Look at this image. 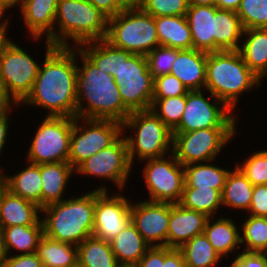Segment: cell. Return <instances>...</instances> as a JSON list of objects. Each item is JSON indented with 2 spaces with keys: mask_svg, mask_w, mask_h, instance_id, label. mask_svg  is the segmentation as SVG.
I'll return each mask as SVG.
<instances>
[{
  "mask_svg": "<svg viewBox=\"0 0 267 267\" xmlns=\"http://www.w3.org/2000/svg\"><path fill=\"white\" fill-rule=\"evenodd\" d=\"M77 117L123 123L132 113L123 103L114 78L99 69L77 48Z\"/></svg>",
  "mask_w": 267,
  "mask_h": 267,
  "instance_id": "obj_2",
  "label": "cell"
},
{
  "mask_svg": "<svg viewBox=\"0 0 267 267\" xmlns=\"http://www.w3.org/2000/svg\"><path fill=\"white\" fill-rule=\"evenodd\" d=\"M41 207L5 189L0 197V229L15 225H43Z\"/></svg>",
  "mask_w": 267,
  "mask_h": 267,
  "instance_id": "obj_21",
  "label": "cell"
},
{
  "mask_svg": "<svg viewBox=\"0 0 267 267\" xmlns=\"http://www.w3.org/2000/svg\"><path fill=\"white\" fill-rule=\"evenodd\" d=\"M243 27L235 11L215 6L214 52L239 50Z\"/></svg>",
  "mask_w": 267,
  "mask_h": 267,
  "instance_id": "obj_29",
  "label": "cell"
},
{
  "mask_svg": "<svg viewBox=\"0 0 267 267\" xmlns=\"http://www.w3.org/2000/svg\"><path fill=\"white\" fill-rule=\"evenodd\" d=\"M254 185L246 178L242 171L235 166L230 170L222 191V206L229 209L249 210Z\"/></svg>",
  "mask_w": 267,
  "mask_h": 267,
  "instance_id": "obj_32",
  "label": "cell"
},
{
  "mask_svg": "<svg viewBox=\"0 0 267 267\" xmlns=\"http://www.w3.org/2000/svg\"><path fill=\"white\" fill-rule=\"evenodd\" d=\"M188 7L187 0H145L142 10L155 18L186 15Z\"/></svg>",
  "mask_w": 267,
  "mask_h": 267,
  "instance_id": "obj_43",
  "label": "cell"
},
{
  "mask_svg": "<svg viewBox=\"0 0 267 267\" xmlns=\"http://www.w3.org/2000/svg\"><path fill=\"white\" fill-rule=\"evenodd\" d=\"M8 253L5 246L4 234L2 229H0V267L2 263L7 259Z\"/></svg>",
  "mask_w": 267,
  "mask_h": 267,
  "instance_id": "obj_56",
  "label": "cell"
},
{
  "mask_svg": "<svg viewBox=\"0 0 267 267\" xmlns=\"http://www.w3.org/2000/svg\"><path fill=\"white\" fill-rule=\"evenodd\" d=\"M16 105L6 94L4 87L0 81V115L9 111Z\"/></svg>",
  "mask_w": 267,
  "mask_h": 267,
  "instance_id": "obj_52",
  "label": "cell"
},
{
  "mask_svg": "<svg viewBox=\"0 0 267 267\" xmlns=\"http://www.w3.org/2000/svg\"><path fill=\"white\" fill-rule=\"evenodd\" d=\"M43 119L29 145L26 162H68L74 118L45 116Z\"/></svg>",
  "mask_w": 267,
  "mask_h": 267,
  "instance_id": "obj_10",
  "label": "cell"
},
{
  "mask_svg": "<svg viewBox=\"0 0 267 267\" xmlns=\"http://www.w3.org/2000/svg\"><path fill=\"white\" fill-rule=\"evenodd\" d=\"M131 222L151 246H167L170 203L139 200L131 203Z\"/></svg>",
  "mask_w": 267,
  "mask_h": 267,
  "instance_id": "obj_17",
  "label": "cell"
},
{
  "mask_svg": "<svg viewBox=\"0 0 267 267\" xmlns=\"http://www.w3.org/2000/svg\"><path fill=\"white\" fill-rule=\"evenodd\" d=\"M179 204L184 208L204 213L208 217H214L222 208V196L218 190L210 187H184Z\"/></svg>",
  "mask_w": 267,
  "mask_h": 267,
  "instance_id": "obj_37",
  "label": "cell"
},
{
  "mask_svg": "<svg viewBox=\"0 0 267 267\" xmlns=\"http://www.w3.org/2000/svg\"><path fill=\"white\" fill-rule=\"evenodd\" d=\"M85 193L41 209L44 235L74 246L93 236L95 189Z\"/></svg>",
  "mask_w": 267,
  "mask_h": 267,
  "instance_id": "obj_3",
  "label": "cell"
},
{
  "mask_svg": "<svg viewBox=\"0 0 267 267\" xmlns=\"http://www.w3.org/2000/svg\"><path fill=\"white\" fill-rule=\"evenodd\" d=\"M33 88L20 104L42 107L46 116L77 117V47H58L47 39Z\"/></svg>",
  "mask_w": 267,
  "mask_h": 267,
  "instance_id": "obj_1",
  "label": "cell"
},
{
  "mask_svg": "<svg viewBox=\"0 0 267 267\" xmlns=\"http://www.w3.org/2000/svg\"><path fill=\"white\" fill-rule=\"evenodd\" d=\"M186 18L192 33L193 48L214 52L215 6H189Z\"/></svg>",
  "mask_w": 267,
  "mask_h": 267,
  "instance_id": "obj_24",
  "label": "cell"
},
{
  "mask_svg": "<svg viewBox=\"0 0 267 267\" xmlns=\"http://www.w3.org/2000/svg\"><path fill=\"white\" fill-rule=\"evenodd\" d=\"M238 254L229 267H267V253L242 252Z\"/></svg>",
  "mask_w": 267,
  "mask_h": 267,
  "instance_id": "obj_46",
  "label": "cell"
},
{
  "mask_svg": "<svg viewBox=\"0 0 267 267\" xmlns=\"http://www.w3.org/2000/svg\"><path fill=\"white\" fill-rule=\"evenodd\" d=\"M236 166L254 186L266 185L267 149L253 152L251 156L245 158L243 164L237 162Z\"/></svg>",
  "mask_w": 267,
  "mask_h": 267,
  "instance_id": "obj_41",
  "label": "cell"
},
{
  "mask_svg": "<svg viewBox=\"0 0 267 267\" xmlns=\"http://www.w3.org/2000/svg\"><path fill=\"white\" fill-rule=\"evenodd\" d=\"M105 40L114 47L145 56L160 45L155 18L142 9L122 10L109 18Z\"/></svg>",
  "mask_w": 267,
  "mask_h": 267,
  "instance_id": "obj_7",
  "label": "cell"
},
{
  "mask_svg": "<svg viewBox=\"0 0 267 267\" xmlns=\"http://www.w3.org/2000/svg\"><path fill=\"white\" fill-rule=\"evenodd\" d=\"M11 111H13L12 108L6 113L0 115V154L3 153V150H5L4 147L6 146L7 136L9 135V116ZM1 169L2 167L0 168V172L3 173L4 170Z\"/></svg>",
  "mask_w": 267,
  "mask_h": 267,
  "instance_id": "obj_51",
  "label": "cell"
},
{
  "mask_svg": "<svg viewBox=\"0 0 267 267\" xmlns=\"http://www.w3.org/2000/svg\"><path fill=\"white\" fill-rule=\"evenodd\" d=\"M162 267H186L182 252L179 249L164 246V264Z\"/></svg>",
  "mask_w": 267,
  "mask_h": 267,
  "instance_id": "obj_50",
  "label": "cell"
},
{
  "mask_svg": "<svg viewBox=\"0 0 267 267\" xmlns=\"http://www.w3.org/2000/svg\"><path fill=\"white\" fill-rule=\"evenodd\" d=\"M164 264V246L150 247L136 264L137 267H162Z\"/></svg>",
  "mask_w": 267,
  "mask_h": 267,
  "instance_id": "obj_48",
  "label": "cell"
},
{
  "mask_svg": "<svg viewBox=\"0 0 267 267\" xmlns=\"http://www.w3.org/2000/svg\"><path fill=\"white\" fill-rule=\"evenodd\" d=\"M2 231L8 255H11L12 249L15 250L13 255L34 253L44 235L43 225H15L2 228Z\"/></svg>",
  "mask_w": 267,
  "mask_h": 267,
  "instance_id": "obj_34",
  "label": "cell"
},
{
  "mask_svg": "<svg viewBox=\"0 0 267 267\" xmlns=\"http://www.w3.org/2000/svg\"><path fill=\"white\" fill-rule=\"evenodd\" d=\"M121 135L122 123L118 121L75 117L68 162L76 169L83 161L113 144Z\"/></svg>",
  "mask_w": 267,
  "mask_h": 267,
  "instance_id": "obj_11",
  "label": "cell"
},
{
  "mask_svg": "<svg viewBox=\"0 0 267 267\" xmlns=\"http://www.w3.org/2000/svg\"><path fill=\"white\" fill-rule=\"evenodd\" d=\"M208 219L204 213L170 203L167 247L179 249L196 235L204 232Z\"/></svg>",
  "mask_w": 267,
  "mask_h": 267,
  "instance_id": "obj_19",
  "label": "cell"
},
{
  "mask_svg": "<svg viewBox=\"0 0 267 267\" xmlns=\"http://www.w3.org/2000/svg\"><path fill=\"white\" fill-rule=\"evenodd\" d=\"M177 58V49L159 45L146 55L152 77L170 74L172 64Z\"/></svg>",
  "mask_w": 267,
  "mask_h": 267,
  "instance_id": "obj_42",
  "label": "cell"
},
{
  "mask_svg": "<svg viewBox=\"0 0 267 267\" xmlns=\"http://www.w3.org/2000/svg\"><path fill=\"white\" fill-rule=\"evenodd\" d=\"M59 0H21L20 16L29 36L35 41L44 35L54 45V24Z\"/></svg>",
  "mask_w": 267,
  "mask_h": 267,
  "instance_id": "obj_18",
  "label": "cell"
},
{
  "mask_svg": "<svg viewBox=\"0 0 267 267\" xmlns=\"http://www.w3.org/2000/svg\"><path fill=\"white\" fill-rule=\"evenodd\" d=\"M19 46L10 40L0 59V81L7 96L18 108L30 94L41 65Z\"/></svg>",
  "mask_w": 267,
  "mask_h": 267,
  "instance_id": "obj_12",
  "label": "cell"
},
{
  "mask_svg": "<svg viewBox=\"0 0 267 267\" xmlns=\"http://www.w3.org/2000/svg\"><path fill=\"white\" fill-rule=\"evenodd\" d=\"M169 157L143 160L146 164L142 174L149 193L148 201L171 204L181 201L185 185L184 166L172 152Z\"/></svg>",
  "mask_w": 267,
  "mask_h": 267,
  "instance_id": "obj_14",
  "label": "cell"
},
{
  "mask_svg": "<svg viewBox=\"0 0 267 267\" xmlns=\"http://www.w3.org/2000/svg\"><path fill=\"white\" fill-rule=\"evenodd\" d=\"M123 10L142 9L145 0H117Z\"/></svg>",
  "mask_w": 267,
  "mask_h": 267,
  "instance_id": "obj_54",
  "label": "cell"
},
{
  "mask_svg": "<svg viewBox=\"0 0 267 267\" xmlns=\"http://www.w3.org/2000/svg\"><path fill=\"white\" fill-rule=\"evenodd\" d=\"M9 9L10 8H16L17 6L20 5L21 3V0H1ZM17 5V6H15Z\"/></svg>",
  "mask_w": 267,
  "mask_h": 267,
  "instance_id": "obj_59",
  "label": "cell"
},
{
  "mask_svg": "<svg viewBox=\"0 0 267 267\" xmlns=\"http://www.w3.org/2000/svg\"><path fill=\"white\" fill-rule=\"evenodd\" d=\"M43 267H78L77 246L43 235L35 251Z\"/></svg>",
  "mask_w": 267,
  "mask_h": 267,
  "instance_id": "obj_31",
  "label": "cell"
},
{
  "mask_svg": "<svg viewBox=\"0 0 267 267\" xmlns=\"http://www.w3.org/2000/svg\"><path fill=\"white\" fill-rule=\"evenodd\" d=\"M107 26L108 18L88 0H59L54 46L78 47L86 42L105 39Z\"/></svg>",
  "mask_w": 267,
  "mask_h": 267,
  "instance_id": "obj_5",
  "label": "cell"
},
{
  "mask_svg": "<svg viewBox=\"0 0 267 267\" xmlns=\"http://www.w3.org/2000/svg\"><path fill=\"white\" fill-rule=\"evenodd\" d=\"M179 250L183 254L186 267H216L223 260L204 233L193 237Z\"/></svg>",
  "mask_w": 267,
  "mask_h": 267,
  "instance_id": "obj_36",
  "label": "cell"
},
{
  "mask_svg": "<svg viewBox=\"0 0 267 267\" xmlns=\"http://www.w3.org/2000/svg\"><path fill=\"white\" fill-rule=\"evenodd\" d=\"M99 69L113 78L121 67V49L114 47L105 39L86 42L77 47Z\"/></svg>",
  "mask_w": 267,
  "mask_h": 267,
  "instance_id": "obj_35",
  "label": "cell"
},
{
  "mask_svg": "<svg viewBox=\"0 0 267 267\" xmlns=\"http://www.w3.org/2000/svg\"><path fill=\"white\" fill-rule=\"evenodd\" d=\"M133 166L128 156L127 143L122 134L109 147L102 149L98 153L83 161L76 169L75 173L87 177H97L98 180L105 179L114 183L121 192L126 188L128 177ZM125 187V188H124Z\"/></svg>",
  "mask_w": 267,
  "mask_h": 267,
  "instance_id": "obj_15",
  "label": "cell"
},
{
  "mask_svg": "<svg viewBox=\"0 0 267 267\" xmlns=\"http://www.w3.org/2000/svg\"><path fill=\"white\" fill-rule=\"evenodd\" d=\"M155 25L160 45L179 50L193 49L186 15L155 17Z\"/></svg>",
  "mask_w": 267,
  "mask_h": 267,
  "instance_id": "obj_27",
  "label": "cell"
},
{
  "mask_svg": "<svg viewBox=\"0 0 267 267\" xmlns=\"http://www.w3.org/2000/svg\"><path fill=\"white\" fill-rule=\"evenodd\" d=\"M9 10V8L0 0V23L1 21H3V23H10L8 20L9 17H7L6 19L4 18L5 13ZM4 18V19H2Z\"/></svg>",
  "mask_w": 267,
  "mask_h": 267,
  "instance_id": "obj_58",
  "label": "cell"
},
{
  "mask_svg": "<svg viewBox=\"0 0 267 267\" xmlns=\"http://www.w3.org/2000/svg\"><path fill=\"white\" fill-rule=\"evenodd\" d=\"M114 80L124 105L131 112L150 109L154 78L145 55L121 49V67Z\"/></svg>",
  "mask_w": 267,
  "mask_h": 267,
  "instance_id": "obj_8",
  "label": "cell"
},
{
  "mask_svg": "<svg viewBox=\"0 0 267 267\" xmlns=\"http://www.w3.org/2000/svg\"><path fill=\"white\" fill-rule=\"evenodd\" d=\"M236 13L243 29L267 28V0H241Z\"/></svg>",
  "mask_w": 267,
  "mask_h": 267,
  "instance_id": "obj_40",
  "label": "cell"
},
{
  "mask_svg": "<svg viewBox=\"0 0 267 267\" xmlns=\"http://www.w3.org/2000/svg\"><path fill=\"white\" fill-rule=\"evenodd\" d=\"M20 172L8 175L3 172L6 189L12 194L31 201L42 208V180L40 164L28 163Z\"/></svg>",
  "mask_w": 267,
  "mask_h": 267,
  "instance_id": "obj_28",
  "label": "cell"
},
{
  "mask_svg": "<svg viewBox=\"0 0 267 267\" xmlns=\"http://www.w3.org/2000/svg\"><path fill=\"white\" fill-rule=\"evenodd\" d=\"M241 227V245L245 244L243 251L267 253V217L247 215Z\"/></svg>",
  "mask_w": 267,
  "mask_h": 267,
  "instance_id": "obj_38",
  "label": "cell"
},
{
  "mask_svg": "<svg viewBox=\"0 0 267 267\" xmlns=\"http://www.w3.org/2000/svg\"><path fill=\"white\" fill-rule=\"evenodd\" d=\"M127 129L132 131L131 135L124 134ZM122 134L132 166L136 158L142 163L143 160L163 157L172 152V131L151 109L132 112L122 123Z\"/></svg>",
  "mask_w": 267,
  "mask_h": 267,
  "instance_id": "obj_6",
  "label": "cell"
},
{
  "mask_svg": "<svg viewBox=\"0 0 267 267\" xmlns=\"http://www.w3.org/2000/svg\"><path fill=\"white\" fill-rule=\"evenodd\" d=\"M1 267H43V265L34 252L23 255H8Z\"/></svg>",
  "mask_w": 267,
  "mask_h": 267,
  "instance_id": "obj_47",
  "label": "cell"
},
{
  "mask_svg": "<svg viewBox=\"0 0 267 267\" xmlns=\"http://www.w3.org/2000/svg\"><path fill=\"white\" fill-rule=\"evenodd\" d=\"M9 26V23H3L1 22L0 23V59H1V55H2V52L6 46V44L11 40V38H9V36H7V30H8V27Z\"/></svg>",
  "mask_w": 267,
  "mask_h": 267,
  "instance_id": "obj_55",
  "label": "cell"
},
{
  "mask_svg": "<svg viewBox=\"0 0 267 267\" xmlns=\"http://www.w3.org/2000/svg\"><path fill=\"white\" fill-rule=\"evenodd\" d=\"M6 189V182H5V178L3 176V173L0 172V197L3 193V191Z\"/></svg>",
  "mask_w": 267,
  "mask_h": 267,
  "instance_id": "obj_60",
  "label": "cell"
},
{
  "mask_svg": "<svg viewBox=\"0 0 267 267\" xmlns=\"http://www.w3.org/2000/svg\"><path fill=\"white\" fill-rule=\"evenodd\" d=\"M208 217L204 234L212 244L214 250L222 257L226 258L241 246V235L236 222L228 217ZM216 219V220H215ZM230 253V254H229Z\"/></svg>",
  "mask_w": 267,
  "mask_h": 267,
  "instance_id": "obj_23",
  "label": "cell"
},
{
  "mask_svg": "<svg viewBox=\"0 0 267 267\" xmlns=\"http://www.w3.org/2000/svg\"><path fill=\"white\" fill-rule=\"evenodd\" d=\"M241 0H217L216 7L221 10L237 11Z\"/></svg>",
  "mask_w": 267,
  "mask_h": 267,
  "instance_id": "obj_53",
  "label": "cell"
},
{
  "mask_svg": "<svg viewBox=\"0 0 267 267\" xmlns=\"http://www.w3.org/2000/svg\"><path fill=\"white\" fill-rule=\"evenodd\" d=\"M237 128H202L172 132V153L183 165L214 161L225 145L236 136Z\"/></svg>",
  "mask_w": 267,
  "mask_h": 267,
  "instance_id": "obj_9",
  "label": "cell"
},
{
  "mask_svg": "<svg viewBox=\"0 0 267 267\" xmlns=\"http://www.w3.org/2000/svg\"><path fill=\"white\" fill-rule=\"evenodd\" d=\"M189 6H216L217 0H187Z\"/></svg>",
  "mask_w": 267,
  "mask_h": 267,
  "instance_id": "obj_57",
  "label": "cell"
},
{
  "mask_svg": "<svg viewBox=\"0 0 267 267\" xmlns=\"http://www.w3.org/2000/svg\"><path fill=\"white\" fill-rule=\"evenodd\" d=\"M203 93L204 90L187 93L184 113L172 132H190L202 128H236L238 124L237 115L233 114L235 112L211 93L209 99Z\"/></svg>",
  "mask_w": 267,
  "mask_h": 267,
  "instance_id": "obj_13",
  "label": "cell"
},
{
  "mask_svg": "<svg viewBox=\"0 0 267 267\" xmlns=\"http://www.w3.org/2000/svg\"><path fill=\"white\" fill-rule=\"evenodd\" d=\"M186 106V95L171 98H152L150 109L172 131L180 122Z\"/></svg>",
  "mask_w": 267,
  "mask_h": 267,
  "instance_id": "obj_39",
  "label": "cell"
},
{
  "mask_svg": "<svg viewBox=\"0 0 267 267\" xmlns=\"http://www.w3.org/2000/svg\"><path fill=\"white\" fill-rule=\"evenodd\" d=\"M78 267H117L119 264L109 242L95 236L77 246Z\"/></svg>",
  "mask_w": 267,
  "mask_h": 267,
  "instance_id": "obj_33",
  "label": "cell"
},
{
  "mask_svg": "<svg viewBox=\"0 0 267 267\" xmlns=\"http://www.w3.org/2000/svg\"><path fill=\"white\" fill-rule=\"evenodd\" d=\"M75 169L69 162L40 164L42 208L64 200V194Z\"/></svg>",
  "mask_w": 267,
  "mask_h": 267,
  "instance_id": "obj_22",
  "label": "cell"
},
{
  "mask_svg": "<svg viewBox=\"0 0 267 267\" xmlns=\"http://www.w3.org/2000/svg\"><path fill=\"white\" fill-rule=\"evenodd\" d=\"M104 183L95 189L93 236L110 242L131 222V199L109 192ZM110 193H115V195Z\"/></svg>",
  "mask_w": 267,
  "mask_h": 267,
  "instance_id": "obj_16",
  "label": "cell"
},
{
  "mask_svg": "<svg viewBox=\"0 0 267 267\" xmlns=\"http://www.w3.org/2000/svg\"><path fill=\"white\" fill-rule=\"evenodd\" d=\"M261 82L238 50L207 53L205 90L223 101L233 112L239 96L254 90V86L259 87Z\"/></svg>",
  "mask_w": 267,
  "mask_h": 267,
  "instance_id": "obj_4",
  "label": "cell"
},
{
  "mask_svg": "<svg viewBox=\"0 0 267 267\" xmlns=\"http://www.w3.org/2000/svg\"><path fill=\"white\" fill-rule=\"evenodd\" d=\"M109 244L118 264L127 265H136L151 247L132 222Z\"/></svg>",
  "mask_w": 267,
  "mask_h": 267,
  "instance_id": "obj_26",
  "label": "cell"
},
{
  "mask_svg": "<svg viewBox=\"0 0 267 267\" xmlns=\"http://www.w3.org/2000/svg\"><path fill=\"white\" fill-rule=\"evenodd\" d=\"M117 267H137L136 265L119 264Z\"/></svg>",
  "mask_w": 267,
  "mask_h": 267,
  "instance_id": "obj_61",
  "label": "cell"
},
{
  "mask_svg": "<svg viewBox=\"0 0 267 267\" xmlns=\"http://www.w3.org/2000/svg\"><path fill=\"white\" fill-rule=\"evenodd\" d=\"M213 161L193 163L184 166L185 185L192 188H213L221 194L230 170L221 168ZM212 163V164H211Z\"/></svg>",
  "mask_w": 267,
  "mask_h": 267,
  "instance_id": "obj_30",
  "label": "cell"
},
{
  "mask_svg": "<svg viewBox=\"0 0 267 267\" xmlns=\"http://www.w3.org/2000/svg\"><path fill=\"white\" fill-rule=\"evenodd\" d=\"M108 19L116 16L123 9L120 7L117 0H88Z\"/></svg>",
  "mask_w": 267,
  "mask_h": 267,
  "instance_id": "obj_49",
  "label": "cell"
},
{
  "mask_svg": "<svg viewBox=\"0 0 267 267\" xmlns=\"http://www.w3.org/2000/svg\"><path fill=\"white\" fill-rule=\"evenodd\" d=\"M248 214L267 217V185L254 186Z\"/></svg>",
  "mask_w": 267,
  "mask_h": 267,
  "instance_id": "obj_45",
  "label": "cell"
},
{
  "mask_svg": "<svg viewBox=\"0 0 267 267\" xmlns=\"http://www.w3.org/2000/svg\"><path fill=\"white\" fill-rule=\"evenodd\" d=\"M189 89L171 74H164L154 78L152 98H171L187 95Z\"/></svg>",
  "mask_w": 267,
  "mask_h": 267,
  "instance_id": "obj_44",
  "label": "cell"
},
{
  "mask_svg": "<svg viewBox=\"0 0 267 267\" xmlns=\"http://www.w3.org/2000/svg\"><path fill=\"white\" fill-rule=\"evenodd\" d=\"M207 52L177 49V58L172 64L170 74L176 76L188 89L204 90L206 83Z\"/></svg>",
  "mask_w": 267,
  "mask_h": 267,
  "instance_id": "obj_20",
  "label": "cell"
},
{
  "mask_svg": "<svg viewBox=\"0 0 267 267\" xmlns=\"http://www.w3.org/2000/svg\"><path fill=\"white\" fill-rule=\"evenodd\" d=\"M239 52L249 69L261 80L267 78V28L244 29Z\"/></svg>",
  "mask_w": 267,
  "mask_h": 267,
  "instance_id": "obj_25",
  "label": "cell"
}]
</instances>
